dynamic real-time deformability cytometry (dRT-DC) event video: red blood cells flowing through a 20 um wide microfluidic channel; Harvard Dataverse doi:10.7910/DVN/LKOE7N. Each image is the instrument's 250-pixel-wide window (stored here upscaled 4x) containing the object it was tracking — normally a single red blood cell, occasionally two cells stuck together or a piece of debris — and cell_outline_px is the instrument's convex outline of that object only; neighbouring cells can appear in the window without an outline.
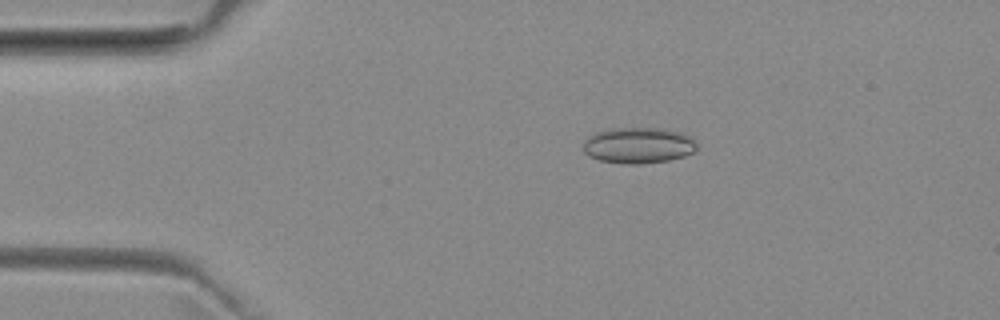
{"species": "common noctule bat (a hibernating species)", "species_latin": "Nyctalus noctula", "temperature_condition": "room temperature", "stored_images_in_passage": 49, "camera_frame_rate_fps": 3000, "um_per_image_px": 0.085, "animal": {"sex": "female", "body_mass_g": 29.2, "forearm_length_mm": 56.3}, "frame": {"image": 1, "passage_image": 7, "time_ms": 2.0, "image_size_px": [1000, 320], "cell_outline_px": [[696, 148], [692, 152], [684, 156], [668, 160], [640, 164], [620, 164], [600, 160], [588, 156], [584, 152], [584, 140], [588, 136], [596, 132], [612, 128], [656, 128], [680, 132], [692, 136], [696, 144]], "centroid_in_image_um": [54.24, 12.36], "position_along_channel_um": 30.8, "area_um2": 23.87}}
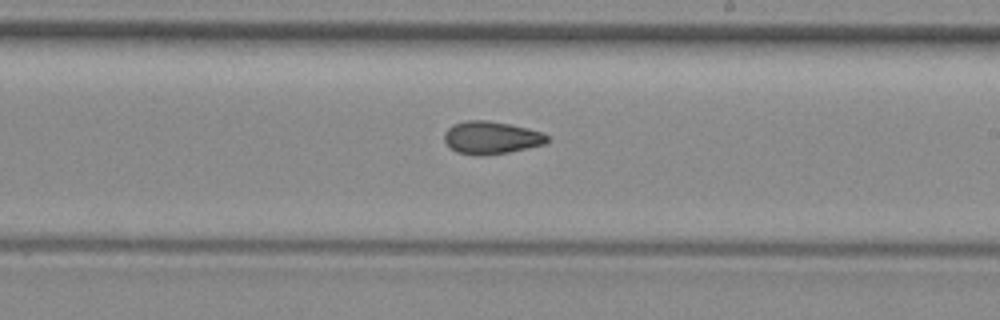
{"frame": {"image": 2, "passage_image": 27, "time_ms": 8.667, "image_size_px": [1000, 320], "cell_outline_px": [[548, 140], [544, 144], [528, 148], [508, 152], [480, 156], [476, 156], [456, 152], [444, 140], [444, 132], [452, 124], [468, 120], [484, 120], [508, 124], [528, 128], [544, 132], [548, 136]], "centroid_in_image_um": [41.75, 11.7], "position_along_channel_um": 247.3, "area_um2": 19.59}}
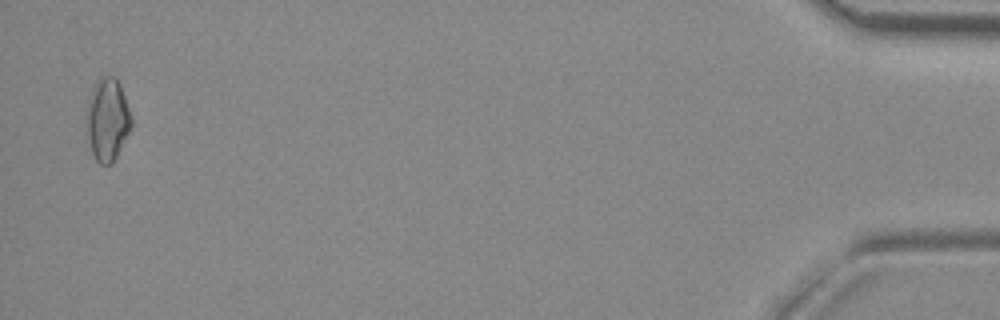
{"frame": {"image": 3, "passage_image": 48, "time_ms": 15.667, "image_size_px": [1000, 320], "cell_outline_px": [[132, 124], [112, 164], [100, 164], [96, 160], [92, 152], [88, 136], [88, 104], [96, 80], [104, 76], [116, 76], [120, 84], [132, 116]], "centroid_in_image_um": [9.16, 10.14], "position_along_channel_um": 426.0, "area_um2": 20.98}, "authors_computed_cell_mechanics": {"area_um2": 19.7098, "velocity_mm_per_s": 3.9553, "shape_relaxation_time_tau1_ms": null, "shape_relaxation_time_tau2_ms": 3.7135, "deformation_change_tau1": null, "deformation_change_tau2": 0.1031}}